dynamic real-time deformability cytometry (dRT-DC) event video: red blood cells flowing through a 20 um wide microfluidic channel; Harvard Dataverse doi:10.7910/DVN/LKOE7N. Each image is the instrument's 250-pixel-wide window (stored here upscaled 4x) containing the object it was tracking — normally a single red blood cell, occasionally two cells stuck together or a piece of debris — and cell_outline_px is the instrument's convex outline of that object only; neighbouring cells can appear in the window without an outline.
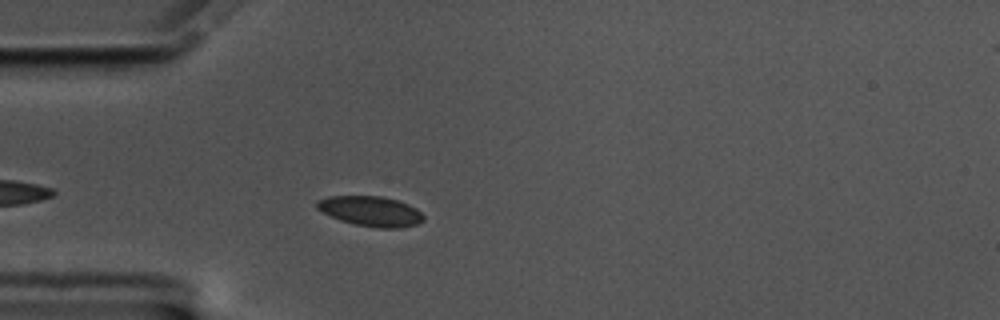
{"species": "common noctule bat (a hibernating species)", "species_latin": "Nyctalus noctula", "temperature_condition": "cold", "stored_images_in_passage": 35, "camera_frame_rate_fps": 3000, "um_per_image_px": 0.085, "animal": {"sex": "male", "body_mass_g": 17.5, "forearm_length_mm": 52.3}, "frame": {"image": 1, "passage_image": 5, "time_ms": 1.333, "image_size_px": [1000, 320], "cell_outline_px": [[424, 220], [416, 224], [400, 228], [380, 228], [356, 224], [340, 220], [316, 208], [316, 200], [328, 196], [380, 196], [396, 200], [408, 204], [416, 208], [424, 216]], "centroid_in_image_um": [31.51, 17.94], "position_along_channel_um": 53.5, "area_um2": 18.5}}
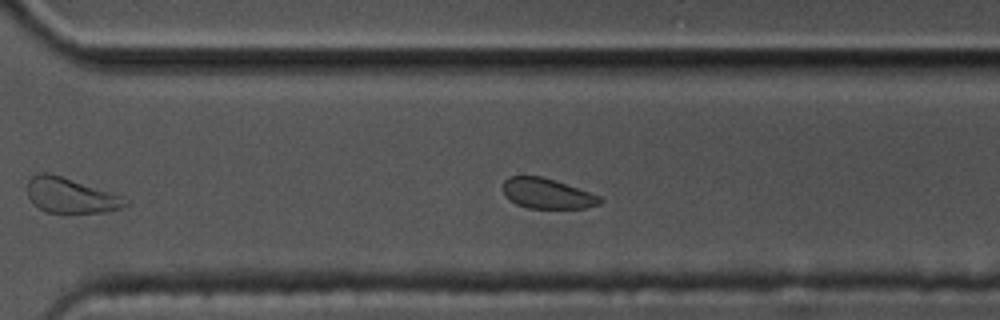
{"frame": {"image": 2, "passage_image": 29, "time_ms": 9.333, "image_size_px": [1000, 320], "cell_outline_px": [[604, 200], [600, 204], [584, 208], [528, 208], [516, 204], [508, 200], [504, 192], [504, 180], [508, 176], [540, 176], [556, 180], [600, 196]], "centroid_in_image_um": [46.51, 16.45], "position_along_channel_um": 324.1, "area_um2": 17.11}}
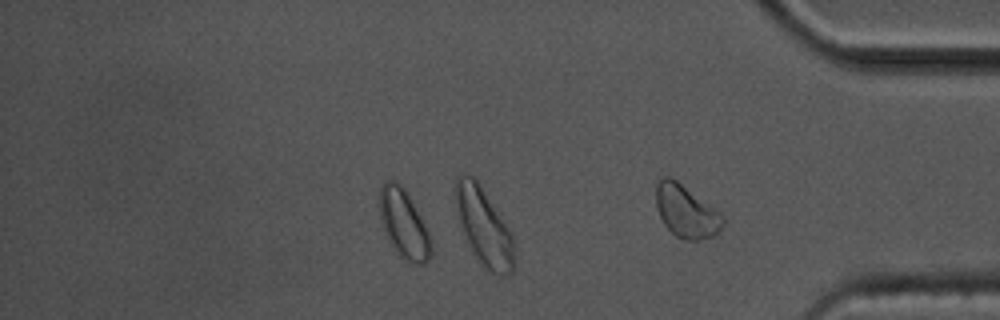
{"frame": {"image": 3, "passage_image": 34, "time_ms": 11.0, "image_size_px": [1000, 320], "cell_outline_px": [[432, 256], [424, 264], [416, 264], [400, 256], [388, 240], [384, 232], [380, 220], [380, 188], [384, 180], [396, 180], [408, 192], [432, 240]], "centroid_in_image_um": [34.33, 19.02], "position_along_channel_um": 400.9, "area_um2": 20.69}}